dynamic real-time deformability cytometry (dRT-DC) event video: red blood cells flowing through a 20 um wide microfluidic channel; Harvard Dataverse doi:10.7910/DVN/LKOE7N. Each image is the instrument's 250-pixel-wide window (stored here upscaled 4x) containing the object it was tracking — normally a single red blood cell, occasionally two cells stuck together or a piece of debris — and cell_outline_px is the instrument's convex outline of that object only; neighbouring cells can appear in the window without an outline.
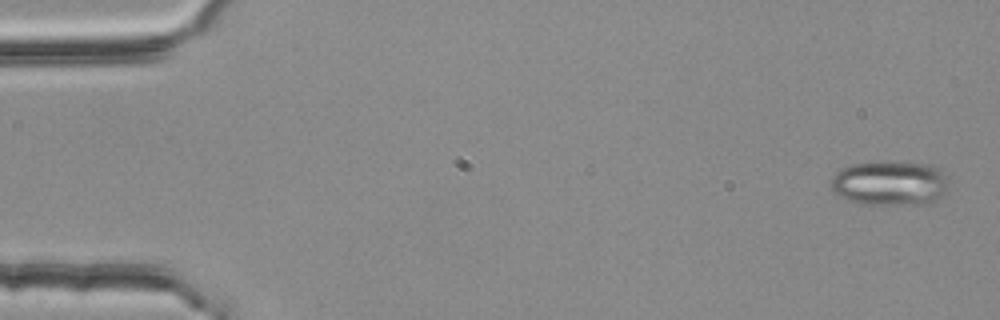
{"species": "common noctule bat (a hibernating species)", "species_latin": "Nyctalus noctula", "temperature_condition": "room temperature", "stored_images_in_passage": 4, "camera_frame_rate_fps": 3000, "um_per_image_px": 0.085, "animal": {"sex": "female", "body_mass_g": 25.1}, "frame": {"image": 1, "passage_image": 1, "time_ms": 0.0, "image_size_px": [1000, 320], "cell_outline_px": [[944, 192], [932, 204], [864, 204], [848, 200], [840, 196], [832, 188], [832, 176], [840, 168], [852, 164], [876, 160], [888, 160], [932, 164], [940, 168], [944, 172]], "centroid_in_image_um": [75.62, 15.53], "position_along_channel_um": 9.4, "area_um2": 30.98}}